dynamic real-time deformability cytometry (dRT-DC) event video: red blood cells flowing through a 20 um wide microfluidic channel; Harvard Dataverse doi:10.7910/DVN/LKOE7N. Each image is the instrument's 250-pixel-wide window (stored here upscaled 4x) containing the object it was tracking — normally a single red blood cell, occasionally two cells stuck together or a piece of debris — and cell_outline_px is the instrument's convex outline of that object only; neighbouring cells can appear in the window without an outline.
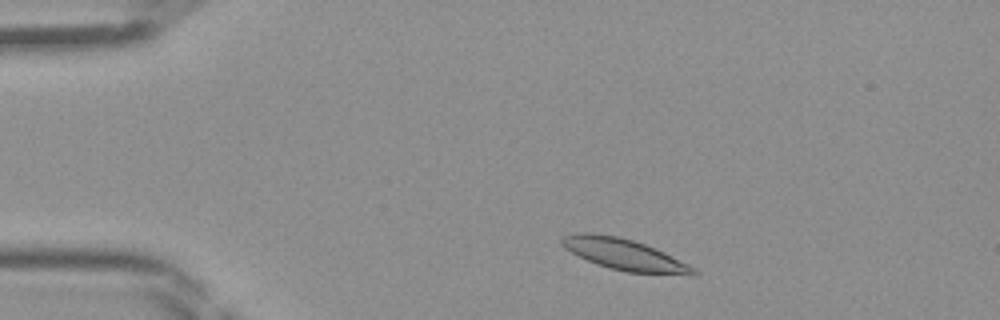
{"species": "Egyptian fruit bat (a non-hibernating species)", "species_latin": "Rousettus aegyptiacus", "temperature_condition": "room temperature", "stored_images_in_passage": 41, "camera_frame_rate_fps": 3000, "um_per_image_px": 0.085, "frame": {"image": 1, "passage_image": 4, "time_ms": 1.0, "image_size_px": [1000, 320], "cell_outline_px": [[700, 272], [696, 276], [692, 276], [628, 272], [596, 264], [564, 248], [560, 244], [560, 240], [564, 236], [576, 232], [592, 232], [620, 236], [644, 244], [664, 252], [696, 268]], "centroid_in_image_um": [53.11, 21.63], "position_along_channel_um": 31.9, "area_um2": 24.16}}
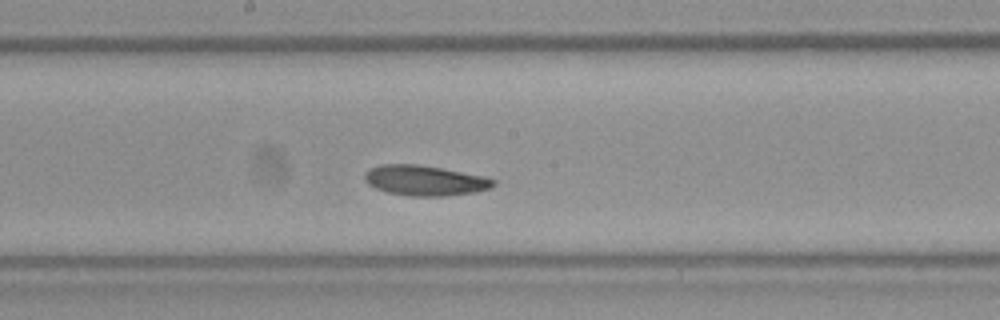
{"frame": {"image": 2, "passage_image": 20, "time_ms": 6.333, "image_size_px": [1000, 320], "cell_outline_px": [[496, 184], [488, 188], [476, 192], [444, 196], [408, 196], [388, 192], [376, 188], [368, 184], [364, 180], [364, 172], [380, 164], [416, 164], [440, 168], [484, 176], [496, 180]], "centroid_in_image_um": [36.09, 15.34], "position_along_channel_um": 212.1, "area_um2": 22.6}}
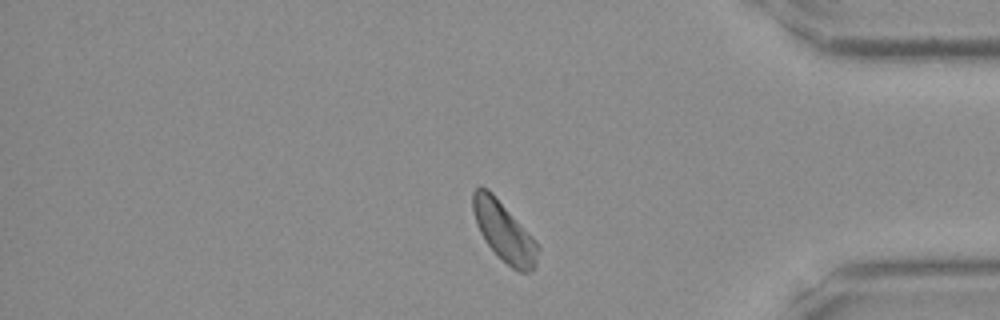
{"frame": {"image": 3, "passage_image": 34, "time_ms": 11.0, "image_size_px": [1000, 320], "cell_outline_px": [[540, 248], [536, 268], [528, 272], [520, 272], [512, 268], [484, 240], [476, 224], [472, 208], [472, 192], [480, 184], [488, 188], [492, 192], [532, 236]], "centroid_in_image_um": [42.84, 19.66], "position_along_channel_um": 392.4, "area_um2": 22.48}}